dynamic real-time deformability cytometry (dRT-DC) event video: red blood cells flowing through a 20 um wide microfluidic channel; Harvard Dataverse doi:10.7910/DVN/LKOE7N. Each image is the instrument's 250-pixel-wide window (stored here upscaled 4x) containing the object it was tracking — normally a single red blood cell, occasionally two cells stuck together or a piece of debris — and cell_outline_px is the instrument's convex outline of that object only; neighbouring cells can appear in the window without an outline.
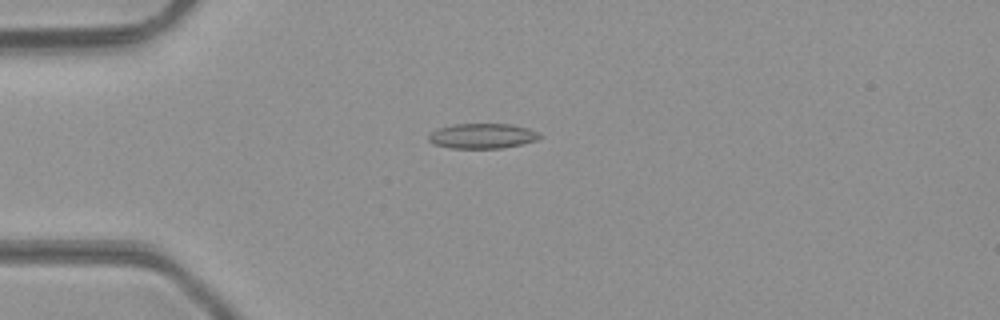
{"species": "common noctule bat (a hibernating species)", "species_latin": "Nyctalus noctula", "temperature_condition": "room temperature", "stored_images_in_passage": 45, "camera_frame_rate_fps": 3000, "um_per_image_px": 0.085, "animal": {"sex": "male", "body_mass_g": 23.1, "forearm_length_mm": 52.7}, "frame": {"image": 1, "passage_image": 10, "time_ms": 3.0, "image_size_px": [1000, 320], "cell_outline_px": [[544, 136], [536, 140], [520, 144], [500, 148], [452, 148], [432, 144], [428, 140], [428, 136], [436, 128], [452, 124], [508, 124], [528, 128]], "centroid_in_image_um": [40.95, 11.55], "position_along_channel_um": 44.0, "area_um2": 16.18}}
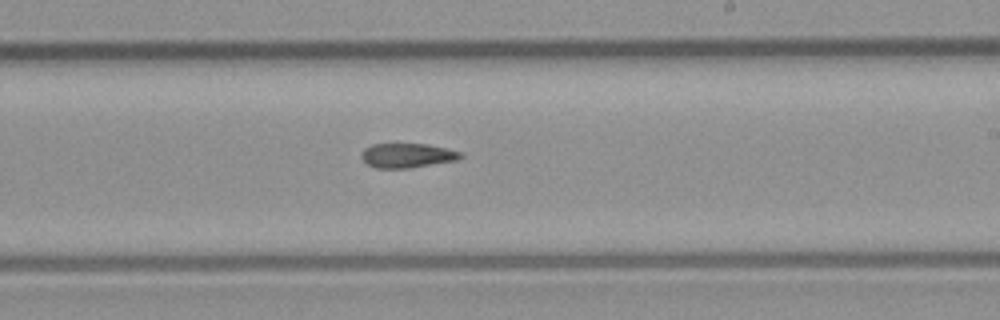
{"frame": {"image": 2, "passage_image": 26, "time_ms": 8.333, "image_size_px": [1000, 320], "cell_outline_px": [[464, 156], [456, 160], [412, 168], [376, 168], [368, 164], [360, 156], [360, 152], [364, 148], [372, 144], [428, 144], [460, 152]], "centroid_in_image_um": [34.58, 13.22], "position_along_channel_um": 254.4, "area_um2": 14.1}}
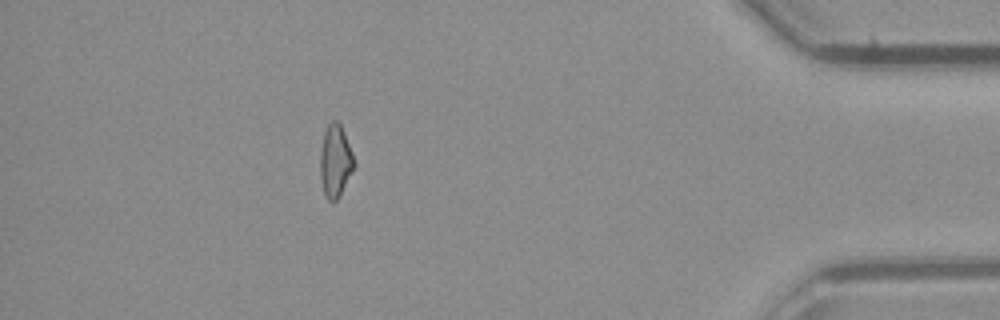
{"frame": {"image": 3, "passage_image": 40, "time_ms": 13.0, "image_size_px": [1000, 320], "cell_outline_px": [[356, 164], [340, 196], [332, 204], [328, 200], [324, 192], [320, 176], [320, 152], [324, 132], [328, 124], [332, 120], [336, 120], [340, 124], [344, 132], [352, 152]], "centroid_in_image_um": [28.5, 13.7], "position_along_channel_um": 406.7, "area_um2": 14.39}}